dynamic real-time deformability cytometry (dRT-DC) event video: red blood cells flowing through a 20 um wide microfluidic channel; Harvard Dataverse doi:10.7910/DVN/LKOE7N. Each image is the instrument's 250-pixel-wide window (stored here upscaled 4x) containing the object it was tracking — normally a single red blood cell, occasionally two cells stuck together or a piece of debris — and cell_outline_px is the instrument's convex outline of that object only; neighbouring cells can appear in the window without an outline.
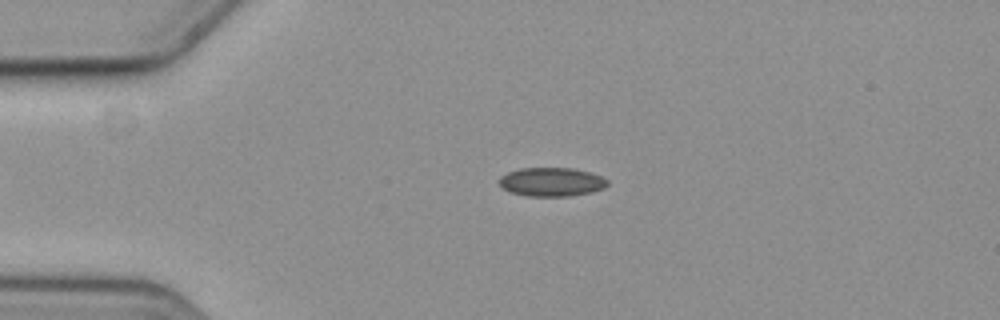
{"species": "common noctule bat (a hibernating species)", "species_latin": "Nyctalus noctula", "temperature_condition": "cold", "stored_images_in_passage": 40, "camera_frame_rate_fps": 3000, "um_per_image_px": 0.085, "animal": {"sex": "female", "body_mass_g": 19.3, "forearm_length_mm": 54.1}, "frame": {"image": 1, "passage_image": 1, "time_ms": 0.0, "image_size_px": [1000, 320], "cell_outline_px": [[608, 184], [604, 188], [592, 192], [568, 196], [528, 196], [508, 192], [500, 184], [500, 176], [508, 172], [520, 168], [572, 168], [588, 172], [600, 176], [608, 180]], "centroid_in_image_um": [46.87, 15.47], "position_along_channel_um": 38.1, "area_um2": 18.09}}
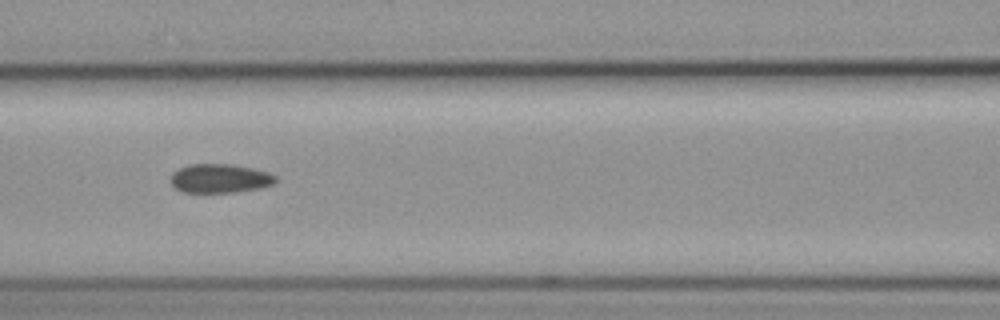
{"frame": {"image": 2, "passage_image": 13, "time_ms": 4.0, "image_size_px": [1000, 320], "cell_outline_px": [[276, 180], [272, 184], [260, 188], [236, 192], [184, 192], [176, 188], [172, 184], [172, 172], [188, 164], [232, 164], [252, 168], [268, 172], [276, 176]], "centroid_in_image_um": [18.7, 15.16], "position_along_channel_um": 147.9, "area_um2": 17.57}}
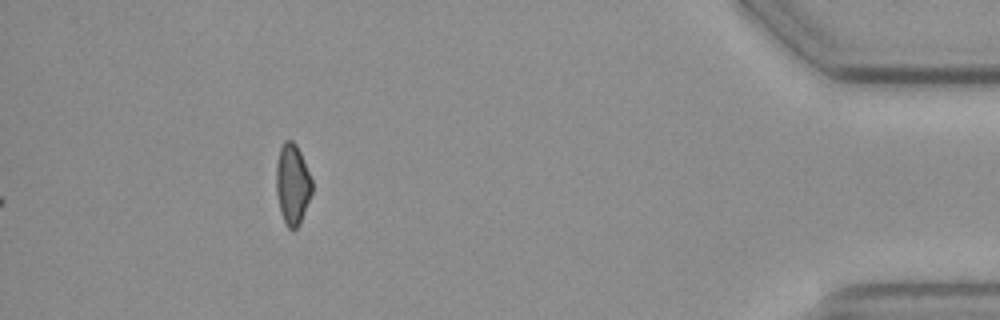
{"frame": {"image": 3, "passage_image": 40, "time_ms": 13.0, "image_size_px": [1000, 320], "cell_outline_px": [[312, 192], [300, 224], [292, 232], [288, 228], [280, 212], [276, 192], [276, 164], [280, 148], [284, 140], [292, 140], [296, 144], [300, 152], [312, 180]], "centroid_in_image_um": [24.85, 15.67], "position_along_channel_um": 410.4, "area_um2": 16.88}}